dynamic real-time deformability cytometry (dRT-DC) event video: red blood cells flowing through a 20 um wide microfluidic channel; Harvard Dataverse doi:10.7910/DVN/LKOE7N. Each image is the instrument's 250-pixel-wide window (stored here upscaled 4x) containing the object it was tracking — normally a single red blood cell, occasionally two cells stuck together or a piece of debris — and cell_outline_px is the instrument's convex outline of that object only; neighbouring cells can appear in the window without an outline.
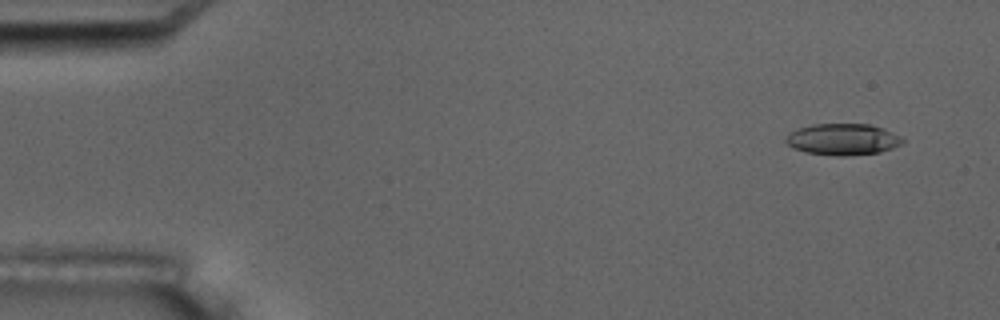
{"species": "common noctule bat (a hibernating species)", "species_latin": "Nyctalus noctula", "temperature_condition": "room temperature", "stored_images_in_passage": 6, "camera_frame_rate_fps": 3000, "um_per_image_px": 0.085, "animal": {"sex": "male", "body_mass_g": 17.5, "forearm_length_mm": 52.3}, "frame": {"image": 1, "passage_image": 2, "time_ms": 1.0, "image_size_px": [1000, 320], "cell_outline_px": [[904, 144], [880, 152], [844, 156], [836, 156], [804, 152], [788, 144], [784, 140], [784, 136], [788, 132], [796, 128], [812, 124], [872, 124], [884, 128], [900, 136], [904, 140]], "centroid_in_image_um": [71.62, 11.83], "position_along_channel_um": 13.4, "area_um2": 21.68}}